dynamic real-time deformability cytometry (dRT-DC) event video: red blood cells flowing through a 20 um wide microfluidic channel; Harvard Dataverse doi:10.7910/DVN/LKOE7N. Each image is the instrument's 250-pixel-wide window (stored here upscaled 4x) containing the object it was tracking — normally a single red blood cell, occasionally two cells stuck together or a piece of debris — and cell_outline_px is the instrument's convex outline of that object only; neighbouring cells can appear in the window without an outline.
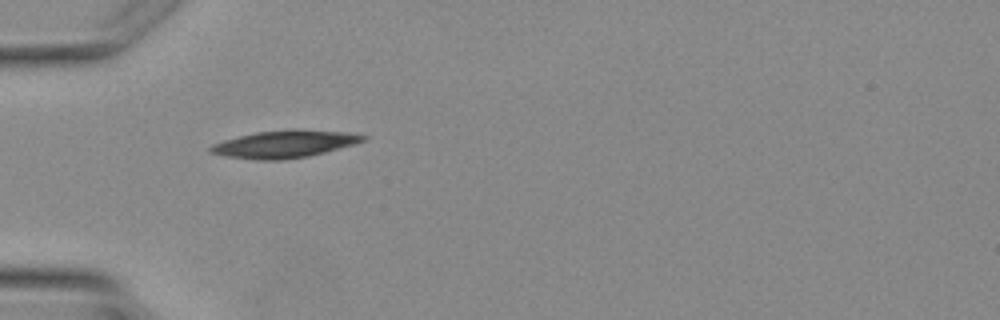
{"species": "Egyptian fruit bat (a non-hibernating species)", "species_latin": "Rousettus aegyptiacus", "temperature_condition": "warm", "stored_images_in_passage": 2, "camera_frame_rate_fps": 3000, "um_per_image_px": 0.085, "animal": {"sex": "female"}, "frame": {"image": 1, "passage_image": 1, "time_ms": 0.0, "image_size_px": [1000, 320], "cell_outline_px": [[368, 136], [364, 140], [352, 144], [324, 152], [308, 156], [280, 160], [256, 160], [224, 156], [208, 152], [208, 148], [212, 144], [224, 140], [256, 132], [292, 128], [296, 128], [348, 132]], "centroid_in_image_um": [24.14, 12.23], "position_along_channel_um": 60.9, "area_um2": 24.39}}
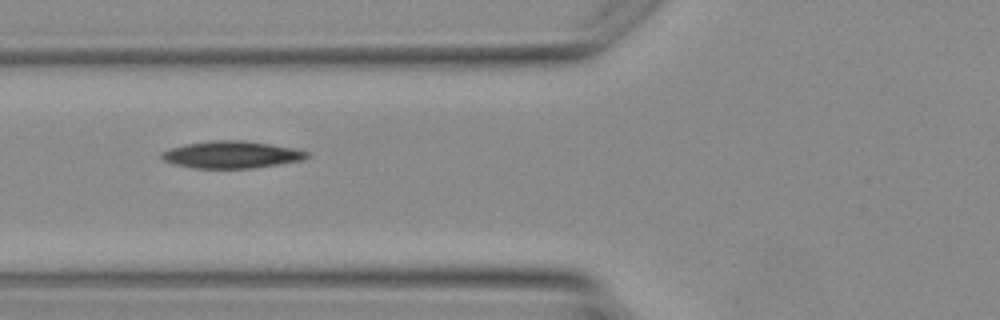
{"frame": {"image": 2, "passage_image": 2, "time_ms": 1.0, "image_size_px": [1000, 320], "cell_outline_px": [[308, 156], [300, 160], [252, 168], [192, 168], [172, 164], [164, 160], [160, 156], [160, 152], [168, 148], [184, 144], [212, 140], [244, 140], [292, 148], [308, 152]], "centroid_in_image_um": [19.56, 13.14], "position_along_channel_um": 106.2, "area_um2": 22.83}}